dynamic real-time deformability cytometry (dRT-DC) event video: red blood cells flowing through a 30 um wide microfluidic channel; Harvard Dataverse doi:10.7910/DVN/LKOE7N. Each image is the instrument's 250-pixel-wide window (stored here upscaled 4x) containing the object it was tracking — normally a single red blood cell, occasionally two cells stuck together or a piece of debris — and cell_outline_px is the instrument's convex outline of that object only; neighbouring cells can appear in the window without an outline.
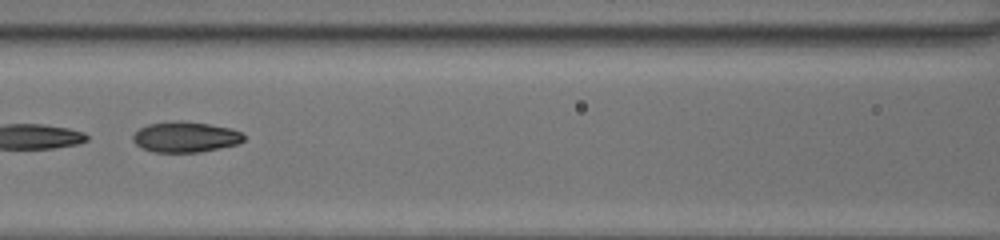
{"species": "common noctule bat (a hibernating species)", "species_latin": "Nyctalus noctula", "temperature_condition": "room temperature", "stored_images_in_passage": 50, "segment_of_instrument_passage": [2, 2], "camera_frame_rate_fps": 3000, "um_per_image_px": 0.085, "animal": {"sex": "female", "body_mass_g": 20.0, "forearm_length_mm": 54.0}, "frame": {"image": 1, "passage_image": 26, "time_ms": 8.333, "image_size_px": [1000, 240], "cell_outline_px": [[244, 140], [240, 144], [200, 152], [152, 152], [140, 148], [132, 140], [132, 136], [140, 128], [148, 124], [180, 120], [208, 124], [232, 128], [240, 132], [244, 136]], "centroid_in_image_um": [15.76, 11.65], "position_along_channel_um": 150.8, "area_um2": 19.88}}